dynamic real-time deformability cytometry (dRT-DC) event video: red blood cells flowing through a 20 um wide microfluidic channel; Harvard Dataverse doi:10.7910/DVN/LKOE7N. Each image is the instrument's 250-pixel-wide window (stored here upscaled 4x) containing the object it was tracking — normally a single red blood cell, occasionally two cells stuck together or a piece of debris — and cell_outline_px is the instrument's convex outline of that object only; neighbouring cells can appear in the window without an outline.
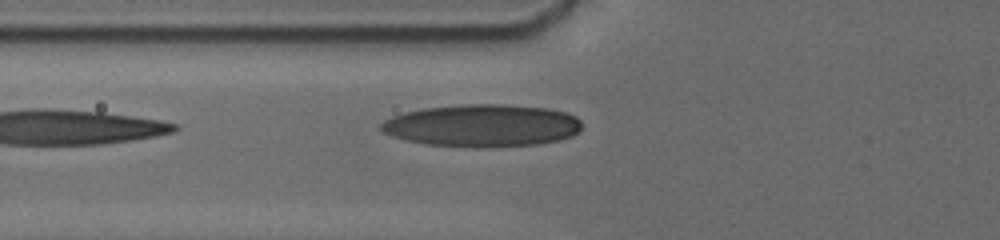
{"species": "human", "species_latin": "Homo sapiens", "temperature_condition": "cold", "stored_images_in_passage": 14, "camera_frame_rate_fps": 3000, "um_per_image_px": 0.085, "donor": {"sex": "male"}, "frame": {"image": 1, "passage_image": 14, "time_ms": 5.667, "image_size_px": [1000, 240], "cell_outline_px": [[580, 132], [572, 136], [556, 140], [536, 144], [476, 148], [424, 144], [404, 140], [392, 136], [384, 132], [380, 128], [380, 124], [384, 120], [392, 116], [404, 112], [424, 108], [460, 104], [504, 104], [548, 108], [564, 112], [576, 116], [580, 120]], "centroid_in_image_um": [40.96, 10.67], "position_along_channel_um": 84.8, "area_um2": 49.88}}